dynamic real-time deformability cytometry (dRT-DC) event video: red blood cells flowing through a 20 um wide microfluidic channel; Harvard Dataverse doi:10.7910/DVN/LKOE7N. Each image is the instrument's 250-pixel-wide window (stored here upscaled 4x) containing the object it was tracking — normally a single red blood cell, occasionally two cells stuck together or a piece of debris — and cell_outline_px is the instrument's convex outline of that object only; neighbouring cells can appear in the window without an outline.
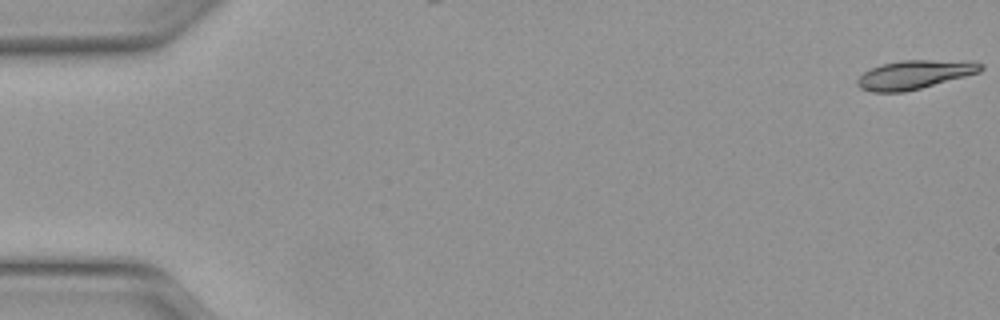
{"species": "Egyptian fruit bat (a non-hibernating species)", "species_latin": "Rousettus aegyptiacus", "temperature_condition": "warm", "stored_images_in_passage": 50, "camera_frame_rate_fps": 3000, "um_per_image_px": 0.085, "animal": {"sex": "female"}, "frame": {"image": 1, "passage_image": 1, "time_ms": 0.0, "image_size_px": [1000, 320], "cell_outline_px": [[984, 68], [980, 72], [920, 88], [904, 92], [872, 92], [860, 88], [856, 84], [856, 80], [864, 72], [880, 64], [900, 60], [932, 60], [984, 64]], "centroid_in_image_um": [77.64, 6.35], "position_along_channel_um": 7.4, "area_um2": 20.29}}
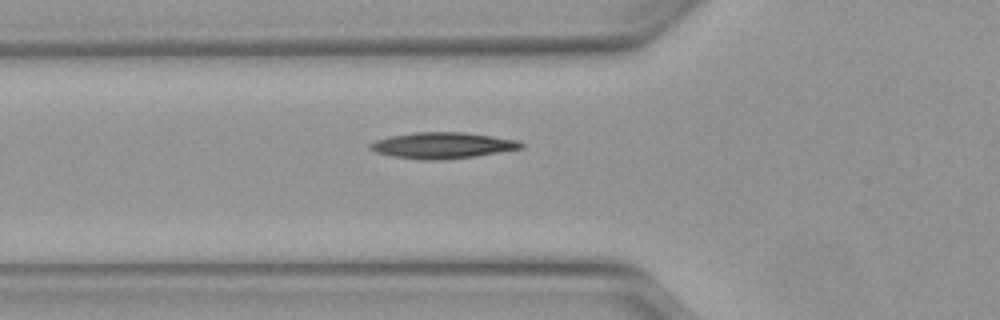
{"frame": {"image": 2, "passage_image": 18, "time_ms": 5.667, "image_size_px": [1000, 320], "cell_outline_px": [[524, 148], [476, 156], [432, 160], [424, 160], [392, 156], [376, 152], [368, 148], [368, 144], [376, 140], [388, 136], [416, 132], [464, 132], [520, 140], [524, 144]], "centroid_in_image_um": [37.62, 12.35], "position_along_channel_um": 88.2, "area_um2": 23.0}}
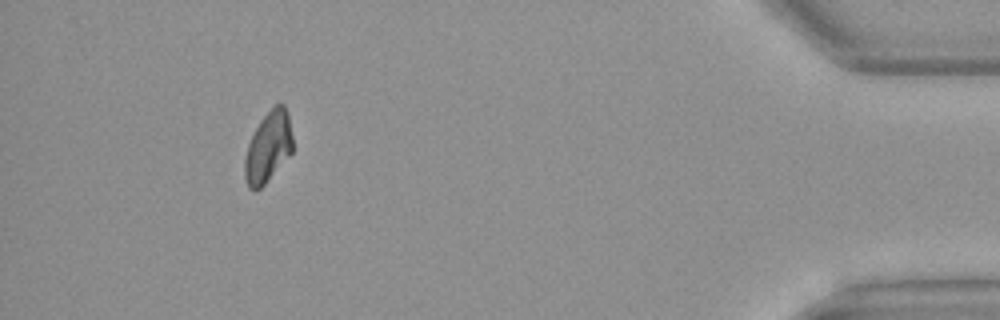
{"frame": {"image": 3, "passage_image": 46, "time_ms": 15.0, "image_size_px": [1000, 320], "cell_outline_px": [[292, 152], [264, 184], [256, 192], [248, 188], [244, 176], [244, 160], [248, 144], [260, 120], [276, 104], [284, 104], [288, 116], [292, 136]], "centroid_in_image_um": [22.77, 12.53], "position_along_channel_um": 412.4, "area_um2": 19.48}, "authors_computed_cell_mechanics": {"area_um2": 21.1548, "velocity_mm_per_s": 4.1366, "shape_relaxation_time_tau1_ms": 7.5445, "shape_relaxation_time_tau2_ms": null, "deformation_change_tau1": 0.2035, "deformation_change_tau2": null}}